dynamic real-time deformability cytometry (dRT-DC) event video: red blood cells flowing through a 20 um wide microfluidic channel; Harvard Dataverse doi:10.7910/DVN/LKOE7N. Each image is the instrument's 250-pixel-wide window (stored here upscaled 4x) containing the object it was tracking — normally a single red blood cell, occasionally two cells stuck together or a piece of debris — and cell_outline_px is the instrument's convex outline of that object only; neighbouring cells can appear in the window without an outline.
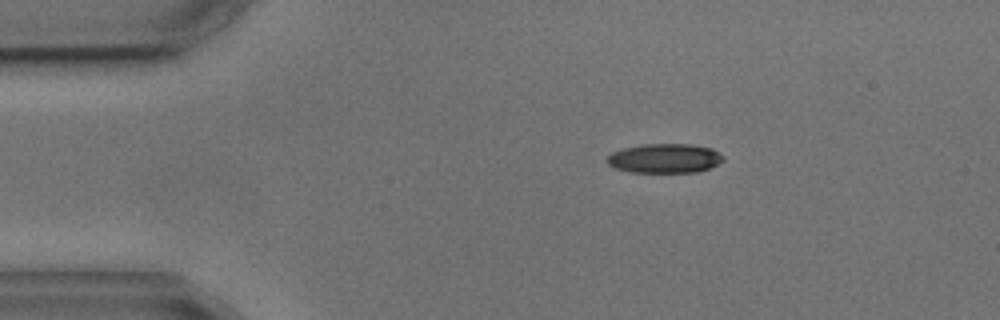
{"species": "common noctule bat (a hibernating species)", "species_latin": "Nyctalus noctula", "temperature_condition": "cold", "stored_images_in_passage": 8, "camera_frame_rate_fps": 3000, "um_per_image_px": 0.085, "animal": {"sex": "male", "body_mass_g": 17.9, "forearm_length_mm": 54.2}, "frame": {"image": 1, "passage_image": 2, "time_ms": 1.0, "image_size_px": [1000, 320], "cell_outline_px": [[724, 160], [708, 168], [696, 172], [632, 172], [616, 168], [608, 164], [608, 156], [612, 152], [624, 148], [640, 144], [688, 144], [712, 148], [724, 156]], "centroid_in_image_um": [56.5, 13.45], "position_along_channel_um": 28.5, "area_um2": 19.71}}
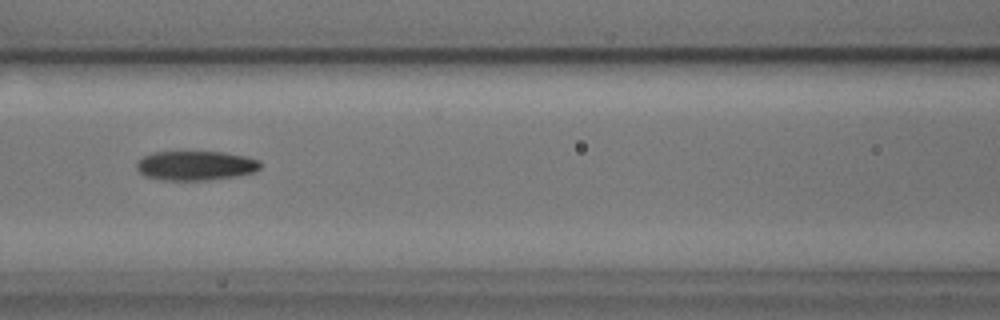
{"frame": {"image": 2, "passage_image": 6, "time_ms": 5.667, "image_size_px": [1000, 320], "cell_outline_px": [[260, 168], [256, 172], [236, 176], [208, 180], [164, 180], [144, 176], [136, 168], [136, 164], [144, 156], [152, 152], [224, 152], [244, 156], [260, 160]], "centroid_in_image_um": [16.64, 14.08], "position_along_channel_um": 150.0, "area_um2": 21.21}}
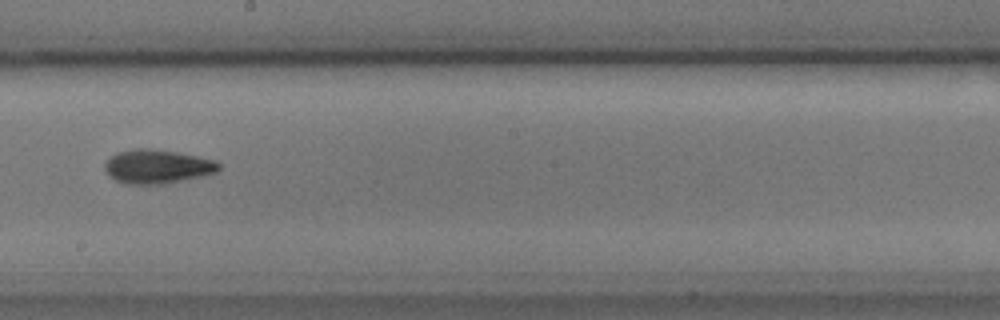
{"frame": {"image": 3, "passage_image": 8, "time_ms": 8.0, "image_size_px": [1000, 320], "cell_outline_px": [[220, 168], [216, 172], [204, 176], [164, 184], [124, 184], [108, 176], [104, 168], [104, 164], [116, 152], [132, 148], [148, 148], [176, 152], [200, 156], [216, 160], [220, 164]], "centroid_in_image_um": [13.37, 14.15], "position_along_channel_um": 234.8, "area_um2": 22.83}}